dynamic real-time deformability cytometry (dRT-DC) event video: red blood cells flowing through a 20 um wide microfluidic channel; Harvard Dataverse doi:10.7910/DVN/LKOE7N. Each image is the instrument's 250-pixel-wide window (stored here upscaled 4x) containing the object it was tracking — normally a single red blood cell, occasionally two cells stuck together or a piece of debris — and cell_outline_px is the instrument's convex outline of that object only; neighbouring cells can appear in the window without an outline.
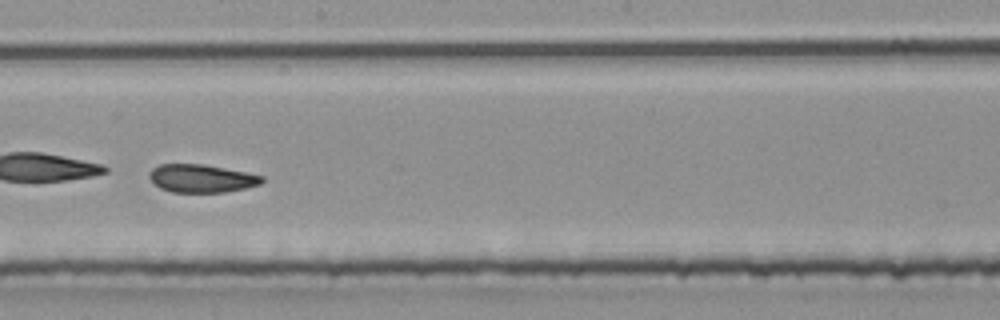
{"species": "common noctule bat (a hibernating species)", "species_latin": "Nyctalus noctula", "temperature_condition": "room temperature", "stored_images_in_passage": 52, "camera_frame_rate_fps": 3000, "um_per_image_px": 0.085, "animal": {"sex": "male", "body_mass_g": 20.4}, "frame": {"image": 1, "passage_image": 30, "time_ms": 9.667, "image_size_px": [1000, 320], "cell_outline_px": [[264, 180], [260, 184], [244, 188], [224, 192], [172, 192], [160, 188], [148, 176], [148, 172], [152, 168], [160, 164], [204, 164], [264, 176]], "centroid_in_image_um": [17.1, 15.16], "position_along_channel_um": 231.1, "area_um2": 18.26}}